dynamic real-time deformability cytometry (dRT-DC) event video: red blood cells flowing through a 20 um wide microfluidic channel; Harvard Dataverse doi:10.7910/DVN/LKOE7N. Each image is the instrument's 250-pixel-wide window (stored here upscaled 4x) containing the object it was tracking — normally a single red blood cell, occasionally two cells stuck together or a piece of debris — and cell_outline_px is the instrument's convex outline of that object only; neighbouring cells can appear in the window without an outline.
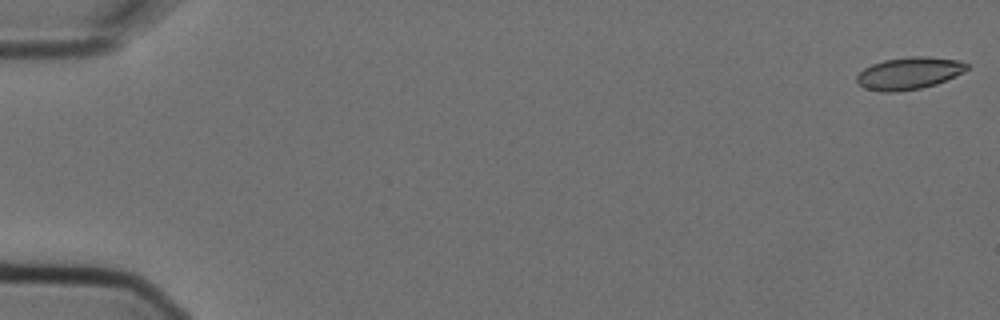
{"species": "Egyptian fruit bat (a non-hibernating species)", "species_latin": "Rousettus aegyptiacus", "temperature_condition": "cold", "stored_images_in_passage": 6, "camera_frame_rate_fps": 3000, "um_per_image_px": 0.085, "animal": {"sex": "female"}, "frame": {"image": 1, "passage_image": 1, "time_ms": 0.0, "image_size_px": [1000, 320], "cell_outline_px": [[968, 68], [964, 72], [936, 84], [920, 88], [896, 92], [880, 92], [864, 88], [856, 80], [856, 76], [864, 68], [872, 64], [884, 60], [912, 56], [924, 56], [956, 60], [968, 64]], "centroid_in_image_um": [77.24, 6.23], "position_along_channel_um": 7.8, "area_um2": 20.52}}
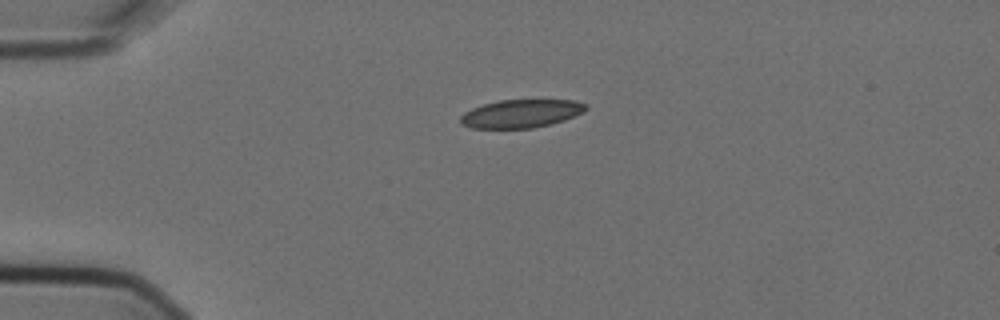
{"frame": {"image": 2, "passage_image": 4, "time_ms": 1.0, "image_size_px": [1000, 320], "cell_outline_px": [[588, 108], [584, 112], [576, 116], [552, 124], [532, 128], [472, 128], [460, 124], [460, 116], [464, 112], [472, 108], [484, 104], [500, 100], [576, 100], [588, 104]], "centroid_in_image_um": [44.33, 9.65], "position_along_channel_um": 40.7, "area_um2": 20.81}}
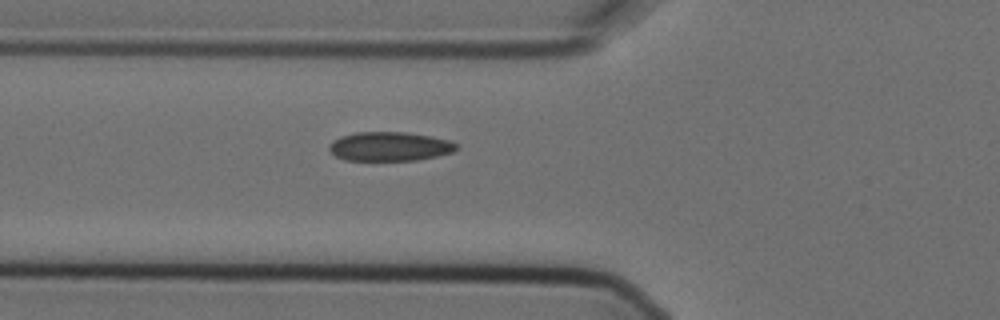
{"frame": {"image": 3, "passage_image": 6, "time_ms": 1.667, "image_size_px": [1000, 320], "cell_outline_px": [[460, 148], [452, 152], [436, 156], [416, 160], [344, 160], [336, 156], [328, 148], [328, 144], [332, 140], [340, 136], [356, 132], [404, 132], [428, 136], [448, 140], [456, 144]], "centroid_in_image_um": [33.08, 12.44], "position_along_channel_um": 92.7, "area_um2": 21.5}}